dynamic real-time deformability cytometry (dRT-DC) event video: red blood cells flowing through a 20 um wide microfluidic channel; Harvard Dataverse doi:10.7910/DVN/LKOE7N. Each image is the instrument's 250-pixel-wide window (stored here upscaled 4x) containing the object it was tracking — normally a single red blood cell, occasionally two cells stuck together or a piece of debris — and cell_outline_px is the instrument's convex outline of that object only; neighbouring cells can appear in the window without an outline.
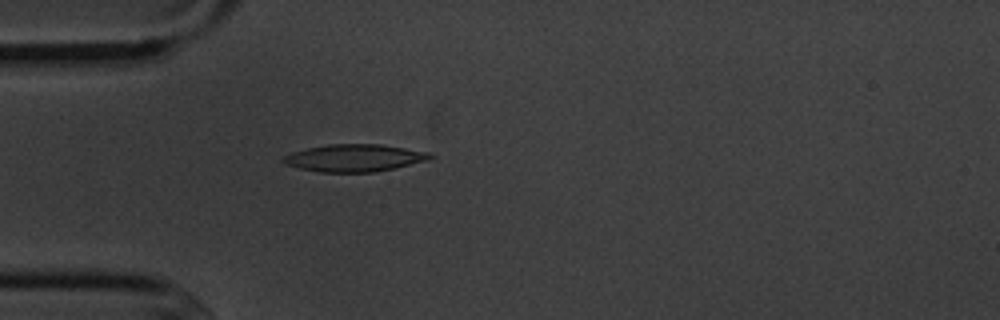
{"species": "common noctule bat (a hibernating species)", "species_latin": "Nyctalus noctula", "temperature_condition": "cold", "stored_images_in_passage": 4, "camera_frame_rate_fps": 3000, "um_per_image_px": 0.085, "animal": {"sex": "male", "body_mass_g": 20.1, "forearm_length_mm": 53.5}, "frame": {"image": 1, "passage_image": 4, "time_ms": 4.667, "image_size_px": [1000, 320], "cell_outline_px": [[436, 156], [428, 160], [392, 168], [372, 172], [320, 172], [300, 168], [284, 164], [280, 160], [284, 156], [292, 152], [308, 148], [328, 144], [380, 144], [432, 152]], "centroid_in_image_um": [30.13, 13.41], "position_along_channel_um": 54.9, "area_um2": 23.35}}